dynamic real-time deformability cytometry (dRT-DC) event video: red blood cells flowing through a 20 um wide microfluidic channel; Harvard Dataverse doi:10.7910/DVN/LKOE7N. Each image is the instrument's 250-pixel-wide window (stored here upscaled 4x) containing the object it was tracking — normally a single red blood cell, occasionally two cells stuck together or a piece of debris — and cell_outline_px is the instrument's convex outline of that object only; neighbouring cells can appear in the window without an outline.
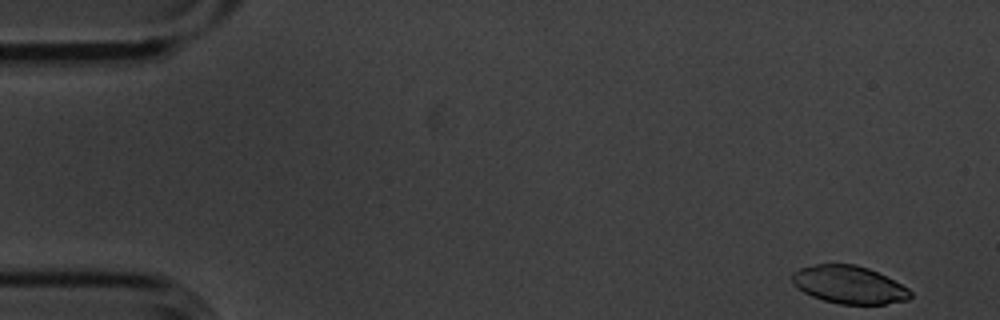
{"species": "common noctule bat (a hibernating species)", "species_latin": "Nyctalus noctula", "temperature_condition": "cold", "stored_images_in_passage": 4, "camera_frame_rate_fps": 3000, "um_per_image_px": 0.085, "animal": {"sex": "male", "body_mass_g": 20.1, "forearm_length_mm": 53.5}, "frame": {"image": 1, "passage_image": 1, "time_ms": 0.0, "image_size_px": [1000, 320], "cell_outline_px": [[912, 296], [908, 300], [884, 304], [840, 304], [824, 300], [812, 296], [804, 292], [792, 284], [792, 272], [800, 268], [816, 264], [856, 264], [868, 268], [908, 288], [912, 292]], "centroid_in_image_um": [72.15, 24.2], "position_along_channel_um": 12.9, "area_um2": 25.89}}